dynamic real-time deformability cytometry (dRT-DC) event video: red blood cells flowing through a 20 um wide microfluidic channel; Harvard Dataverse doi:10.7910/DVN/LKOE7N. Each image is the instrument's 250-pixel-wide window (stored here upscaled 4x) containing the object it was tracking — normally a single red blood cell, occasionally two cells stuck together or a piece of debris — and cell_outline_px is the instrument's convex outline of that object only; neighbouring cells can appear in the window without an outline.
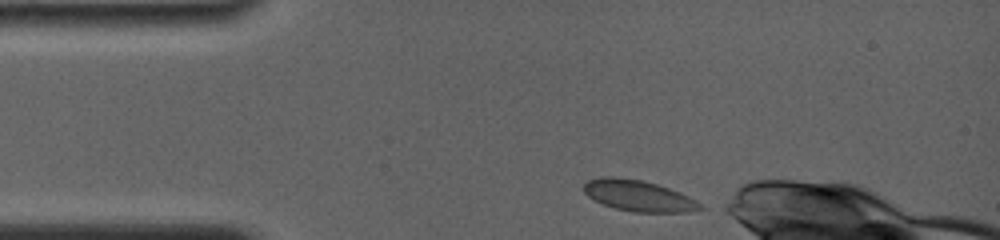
{"species": "common noctule bat (a hibernating species)", "species_latin": "Nyctalus noctula", "temperature_condition": "room temperature", "stored_images_in_passage": 3, "camera_frame_rate_fps": 4000, "um_per_image_px": 0.085, "animal": {"sex": "female", "body_mass_g": 19.0, "forearm_length_mm": 56.7}, "frame": {"image": 1, "passage_image": 1, "time_ms": 0.0, "image_size_px": [1000, 240], "cell_outline_px": [[704, 208], [688, 212], [636, 212], [616, 208], [604, 204], [588, 196], [584, 192], [584, 184], [588, 180], [604, 176], [616, 176], [640, 180], [656, 184], [680, 192], [696, 200]], "centroid_in_image_um": [54.27, 16.63], "position_along_channel_um": 30.7, "area_um2": 20.81}}